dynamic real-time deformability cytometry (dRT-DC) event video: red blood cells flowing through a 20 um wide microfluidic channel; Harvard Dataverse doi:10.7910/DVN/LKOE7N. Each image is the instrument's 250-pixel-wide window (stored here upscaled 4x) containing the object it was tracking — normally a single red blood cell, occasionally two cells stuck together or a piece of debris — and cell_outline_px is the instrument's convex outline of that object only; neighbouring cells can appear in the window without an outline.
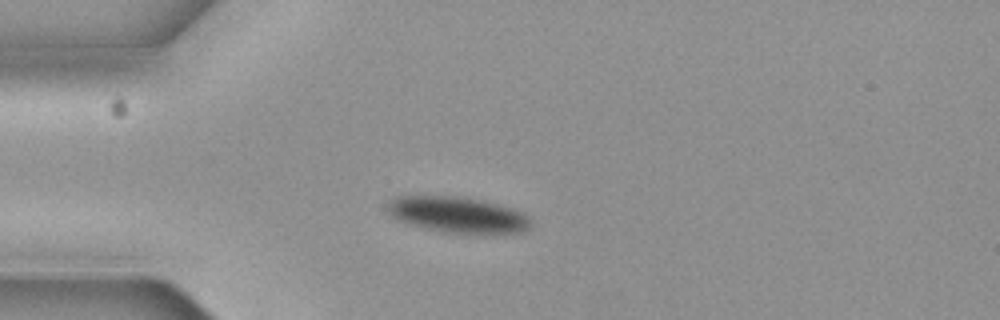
{"species": "common noctule bat (a hibernating species)", "species_latin": "Nyctalus noctula", "temperature_condition": "cold", "stored_images_in_passage": 3, "camera_frame_rate_fps": 3000, "um_per_image_px": 0.085, "animal": {"sex": "female", "body_mass_g": 19.3, "forearm_length_mm": 54.1}, "frame": {"image": 1, "passage_image": 3, "time_ms": 0.667, "image_size_px": [1000, 320], "cell_outline_px": [[528, 228], [524, 232], [484, 236], [440, 232], [408, 224], [396, 220], [384, 208], [388, 200], [396, 196], [456, 196], [496, 204], [520, 212], [528, 216]], "centroid_in_image_um": [38.83, 18.3], "position_along_channel_um": 46.2, "area_um2": 30.63}}